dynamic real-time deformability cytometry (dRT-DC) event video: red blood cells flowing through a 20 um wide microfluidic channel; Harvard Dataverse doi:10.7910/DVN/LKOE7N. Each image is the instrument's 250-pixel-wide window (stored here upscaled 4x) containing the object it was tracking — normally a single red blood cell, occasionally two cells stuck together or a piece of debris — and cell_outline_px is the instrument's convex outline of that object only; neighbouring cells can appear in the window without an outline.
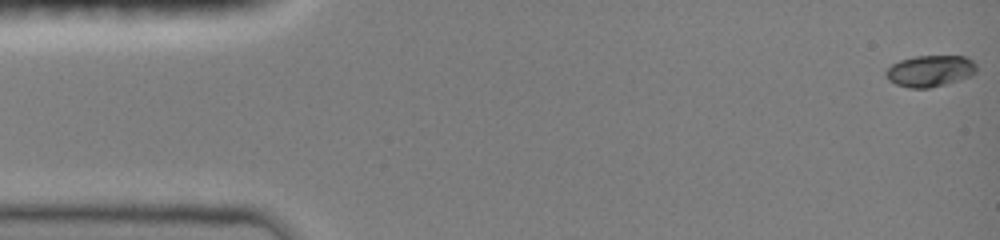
{"species": "common noctule bat (a hibernating species)", "species_latin": "Nyctalus noctula", "temperature_condition": "room temperature", "stored_images_in_passage": 48, "camera_frame_rate_fps": 3000, "um_per_image_px": 0.085, "animal": {"sex": "female", "body_mass_g": 19.0, "forearm_length_mm": 51.5}, "frame": {"image": 1, "passage_image": 1, "time_ms": 0.0, "image_size_px": [1000, 240], "cell_outline_px": [[976, 72], [972, 76], [960, 80], [928, 88], [908, 88], [896, 84], [888, 80], [884, 76], [884, 72], [892, 64], [900, 60], [916, 56], [964, 56], [972, 60], [976, 64]], "centroid_in_image_um": [79.04, 6.03], "position_along_channel_um": 6.0, "area_um2": 16.7}}
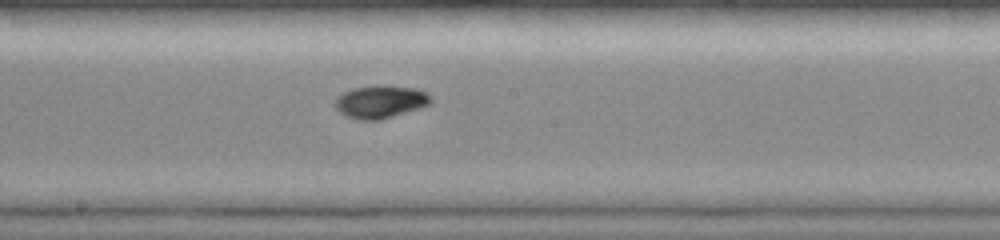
{"frame": {"image": 2, "passage_image": 26, "time_ms": 8.333, "image_size_px": [1000, 240], "cell_outline_px": [[432, 104], [380, 120], [360, 120], [348, 116], [340, 112], [336, 108], [336, 96], [352, 88], [376, 84], [384, 84], [416, 88], [428, 92], [432, 96]], "centroid_in_image_um": [32.38, 8.61], "position_along_channel_um": 215.8, "area_um2": 18.61}}
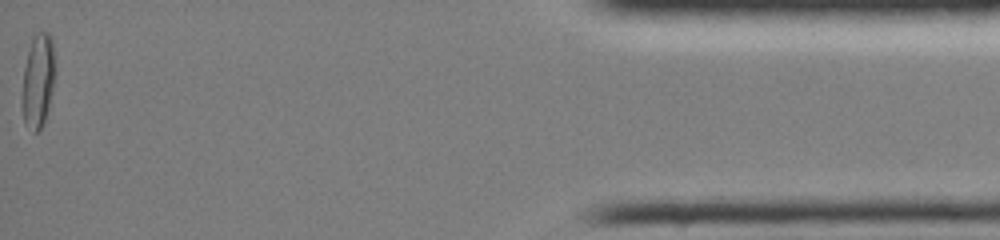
{"frame": {"image": 3, "passage_image": 48, "time_ms": 15.667, "image_size_px": [1000, 240], "cell_outline_px": [[56, 76], [44, 124], [36, 132], [32, 132], [24, 124], [20, 104], [24, 68], [28, 52], [32, 40], [36, 32], [48, 32], [52, 36], [56, 72]], "centroid_in_image_um": [3.23, 6.89], "position_along_channel_um": 432.0, "area_um2": 18.67}, "authors_computed_cell_mechanics": {"area_um2": 17.2822, "velocity_mm_per_s": 4.0566, "shape_relaxation_time_tau1_ms": 7.9235, "shape_relaxation_time_tau2_ms": 3.2156, "deformation_change_tau1": 0.2344, "deformation_change_tau2": 0.0359}}